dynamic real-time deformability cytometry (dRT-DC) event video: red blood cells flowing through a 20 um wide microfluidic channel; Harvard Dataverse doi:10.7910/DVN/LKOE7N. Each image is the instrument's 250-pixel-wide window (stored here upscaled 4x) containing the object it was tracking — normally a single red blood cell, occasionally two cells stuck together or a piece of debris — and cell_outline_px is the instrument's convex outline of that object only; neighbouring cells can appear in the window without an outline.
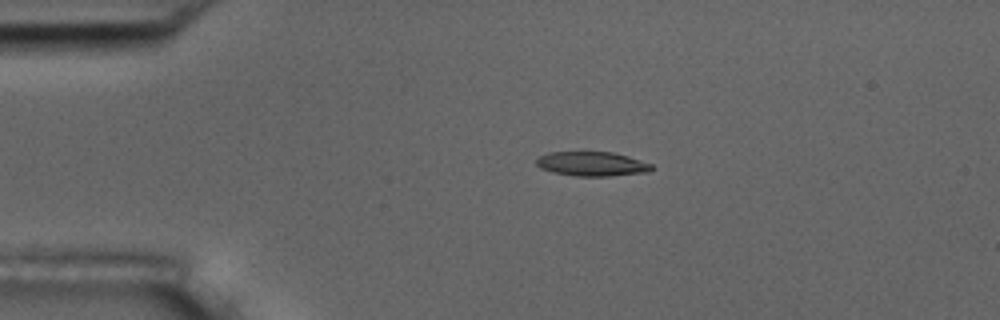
{"species": "common noctule bat (a hibernating species)", "species_latin": "Nyctalus noctula", "temperature_condition": "room temperature", "stored_images_in_passage": 4, "camera_frame_rate_fps": 3000, "um_per_image_px": 0.085, "animal": {"sex": "male", "body_mass_g": 17.5, "forearm_length_mm": 52.3}, "frame": {"image": 1, "passage_image": 3, "time_ms": 2.333, "image_size_px": [1000, 320], "cell_outline_px": [[652, 168], [648, 172], [608, 176], [576, 176], [552, 172], [540, 168], [536, 164], [536, 160], [540, 156], [548, 152], [612, 152], [628, 156], [652, 164]], "centroid_in_image_um": [50.29, 13.93], "position_along_channel_um": 34.7, "area_um2": 16.3}}